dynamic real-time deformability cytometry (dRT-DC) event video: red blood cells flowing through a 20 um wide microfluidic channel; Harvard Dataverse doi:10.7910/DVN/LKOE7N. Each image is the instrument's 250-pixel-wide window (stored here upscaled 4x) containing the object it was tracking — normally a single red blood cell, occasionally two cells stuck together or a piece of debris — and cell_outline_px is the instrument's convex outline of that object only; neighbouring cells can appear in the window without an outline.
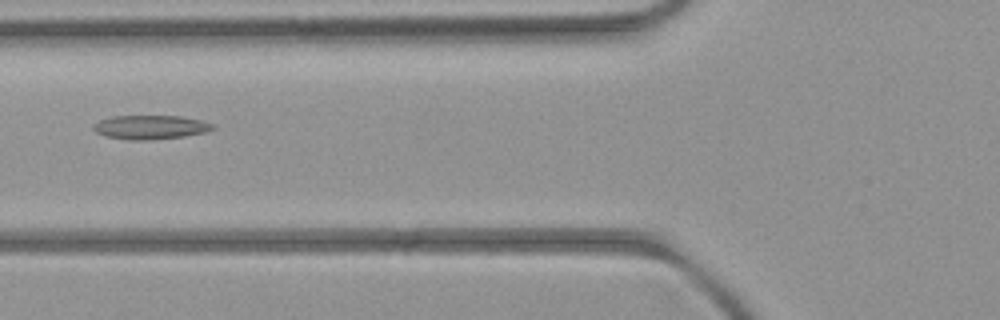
{"species": "common noctule bat (a hibernating species)", "species_latin": "Nyctalus noctula", "temperature_condition": "room temperature", "stored_images_in_passage": 6, "camera_frame_rate_fps": 3000, "um_per_image_px": 0.085, "animal": {"sex": "female", "body_mass_g": 21.9}, "frame": {"image": 1, "passage_image": 5, "time_ms": 5.333, "image_size_px": [1000, 320], "cell_outline_px": [[216, 128], [208, 132], [184, 136], [144, 140], [128, 140], [104, 136], [96, 132], [92, 128], [92, 124], [100, 120], [112, 116], [180, 116], [200, 120], [216, 124]], "centroid_in_image_um": [12.8, 10.81], "position_along_channel_um": 113.0, "area_um2": 16.82}}
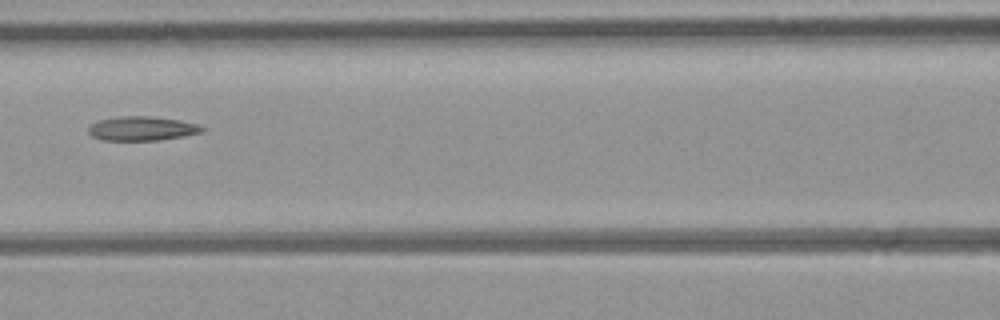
{"frame": {"image": 2, "passage_image": 6, "time_ms": 6.333, "image_size_px": [1000, 320], "cell_outline_px": [[204, 128], [200, 132], [160, 140], [100, 140], [92, 136], [88, 132], [88, 128], [92, 124], [100, 120], [120, 116], [148, 116], [180, 120], [200, 124]], "centroid_in_image_um": [12.04, 10.92], "position_along_channel_um": 154.6, "area_um2": 15.84}}